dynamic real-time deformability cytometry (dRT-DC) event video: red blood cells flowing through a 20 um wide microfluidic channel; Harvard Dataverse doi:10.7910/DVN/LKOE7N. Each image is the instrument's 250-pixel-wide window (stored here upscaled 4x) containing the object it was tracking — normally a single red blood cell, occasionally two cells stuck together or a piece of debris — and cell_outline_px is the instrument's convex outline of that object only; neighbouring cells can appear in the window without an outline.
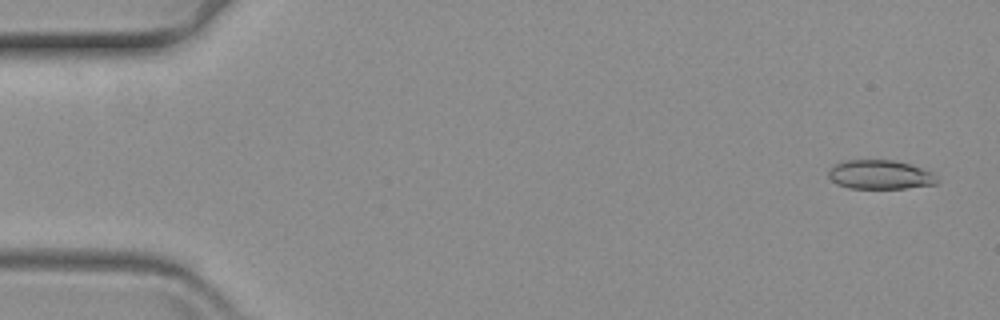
{"species": "common noctule bat (a hibernating species)", "species_latin": "Nyctalus noctula", "temperature_condition": "warm", "stored_images_in_passage": 61, "camera_frame_rate_fps": 3000, "um_per_image_px": 0.085, "animal": {"sex": "female", "body_mass_g": 19.3, "forearm_length_mm": 54.1}, "frame": {"image": 1, "passage_image": 3, "time_ms": 0.667, "image_size_px": [1000, 320], "cell_outline_px": [[940, 180], [936, 184], [904, 188], [848, 188], [836, 184], [828, 176], [828, 172], [840, 160], [892, 160], [908, 164], [932, 172]], "centroid_in_image_um": [74.79, 14.85], "position_along_channel_um": 10.2, "area_um2": 18.32}}
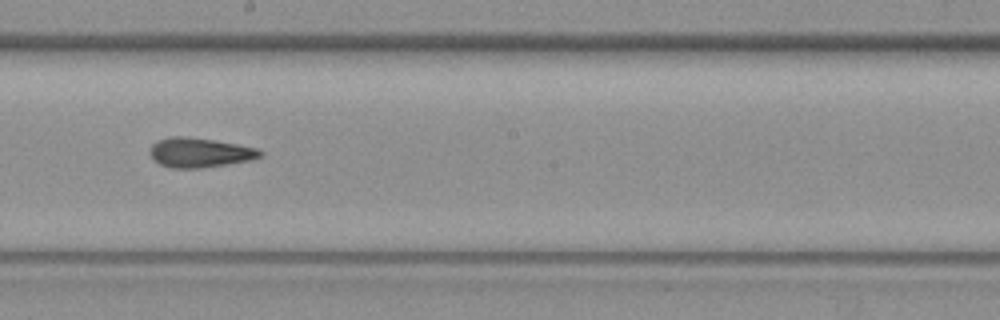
{"frame": {"image": 2, "passage_image": 34, "time_ms": 11.0, "image_size_px": [1000, 320], "cell_outline_px": [[264, 156], [252, 160], [200, 168], [172, 168], [160, 164], [152, 160], [148, 152], [152, 144], [156, 140], [172, 136], [184, 136], [212, 140], [236, 144], [256, 148], [264, 152]], "centroid_in_image_um": [16.95, 12.97], "position_along_channel_um": 231.3, "area_um2": 19.13}}
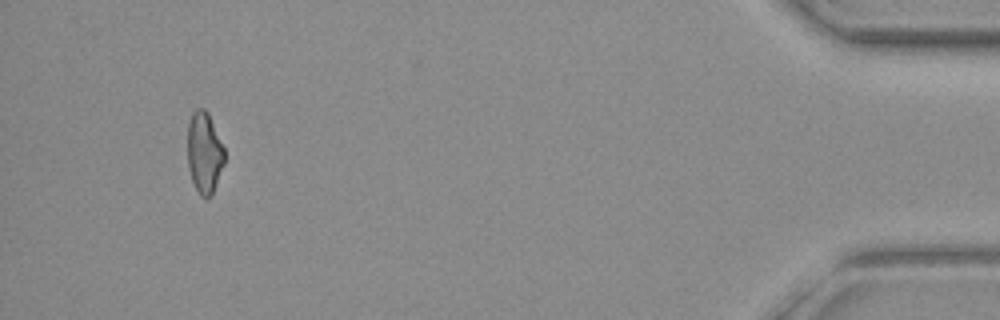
{"frame": {"image": 3, "passage_image": 57, "time_ms": 18.667, "image_size_px": [1000, 320], "cell_outline_px": [[224, 164], [212, 196], [200, 196], [192, 180], [188, 168], [188, 124], [192, 112], [196, 108], [204, 108], [208, 112], [224, 148]], "centroid_in_image_um": [17.37, 12.96], "position_along_channel_um": 417.8, "area_um2": 17.46}}